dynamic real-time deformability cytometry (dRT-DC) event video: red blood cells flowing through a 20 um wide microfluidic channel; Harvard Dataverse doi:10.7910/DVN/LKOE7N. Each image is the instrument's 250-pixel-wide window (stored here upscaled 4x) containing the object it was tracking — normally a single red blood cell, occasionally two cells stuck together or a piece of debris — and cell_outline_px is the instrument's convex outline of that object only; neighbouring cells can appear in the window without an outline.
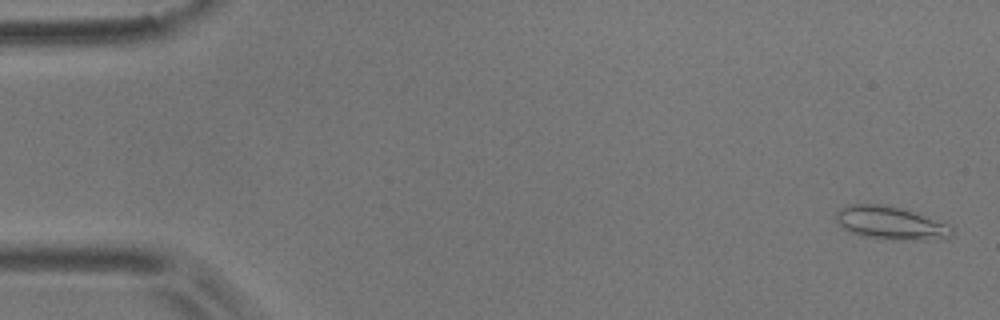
{"species": "common noctule bat (a hibernating species)", "species_latin": "Nyctalus noctula", "temperature_condition": "room temperature", "stored_images_in_passage": 47, "camera_frame_rate_fps": 3000, "um_per_image_px": 0.085, "animal": {"sex": "male", "body_mass_g": 17.9}, "frame": {"image": 1, "passage_image": 2, "time_ms": 0.333, "image_size_px": [1000, 320], "cell_outline_px": [[952, 232], [948, 236], [924, 240], [860, 236], [844, 228], [836, 220], [836, 212], [840, 208], [848, 204], [880, 204], [900, 208], [948, 224], [952, 228]], "centroid_in_image_um": [75.63, 18.93], "position_along_channel_um": 9.4, "area_um2": 21.5}}
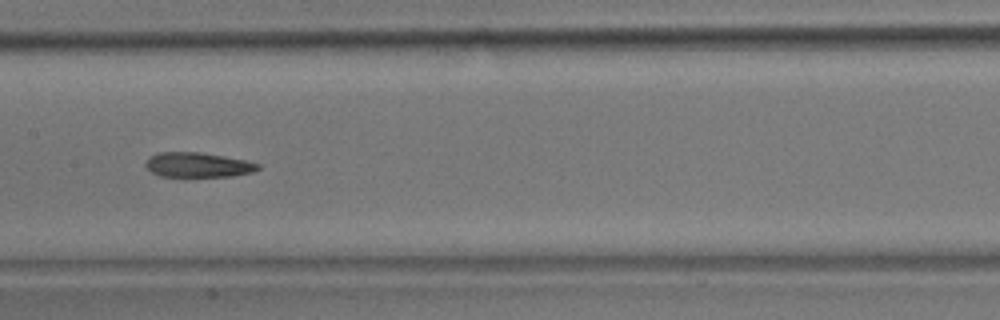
{"frame": {"image": 2, "passage_image": 27, "time_ms": 8.667, "image_size_px": [1000, 320], "cell_outline_px": [[260, 168], [252, 172], [232, 176], [160, 176], [152, 172], [144, 164], [148, 156], [160, 152], [200, 152], [224, 156], [244, 160], [260, 164]], "centroid_in_image_um": [16.8, 14.0], "position_along_channel_um": 190.6, "area_um2": 16.13}}
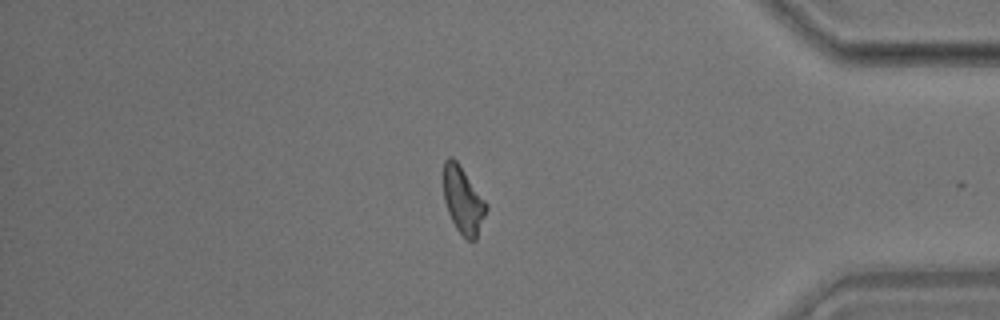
{"frame": {"image": 3, "passage_image": 46, "time_ms": 15.0, "image_size_px": [1000, 320], "cell_outline_px": [[488, 208], [476, 240], [468, 240], [456, 228], [448, 212], [444, 200], [444, 160], [448, 156], [452, 156], [456, 160], [488, 204]], "centroid_in_image_um": [39.37, 17.02], "position_along_channel_um": 395.8, "area_um2": 16.53}, "authors_computed_cell_mechanics": {"area_um2": 17.5712, "velocity_mm_per_s": 3.7208, "shape_relaxation_time_tau1_ms": null, "shape_relaxation_time_tau2_ms": 2.9135, "deformation_change_tau1": null, "deformation_change_tau2": 0.1022}}